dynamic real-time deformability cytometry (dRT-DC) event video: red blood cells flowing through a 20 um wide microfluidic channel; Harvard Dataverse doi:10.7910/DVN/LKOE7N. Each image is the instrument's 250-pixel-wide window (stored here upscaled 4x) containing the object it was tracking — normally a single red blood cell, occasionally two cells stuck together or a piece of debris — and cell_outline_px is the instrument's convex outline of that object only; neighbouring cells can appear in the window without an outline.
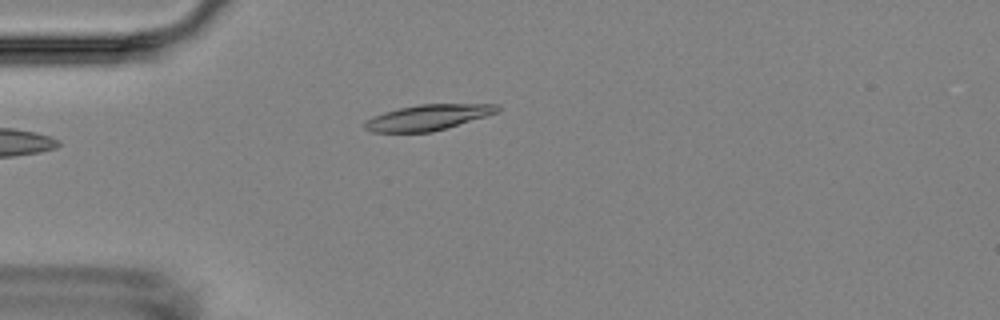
{"species": "Egyptian fruit bat (a non-hibernating species)", "species_latin": "Rousettus aegyptiacus", "temperature_condition": "room temperature", "stored_images_in_passage": 5, "camera_frame_rate_fps": 3000, "um_per_image_px": 0.085, "animal": {"sex": "female"}, "frame": {"image": 1, "passage_image": 5, "time_ms": 4.667, "image_size_px": [1000, 320], "cell_outline_px": [[500, 112], [432, 132], [372, 132], [364, 128], [364, 120], [372, 116], [384, 112], [400, 108], [420, 104], [500, 104]], "centroid_in_image_um": [36.38, 9.97], "position_along_channel_um": 48.6, "area_um2": 19.83}}